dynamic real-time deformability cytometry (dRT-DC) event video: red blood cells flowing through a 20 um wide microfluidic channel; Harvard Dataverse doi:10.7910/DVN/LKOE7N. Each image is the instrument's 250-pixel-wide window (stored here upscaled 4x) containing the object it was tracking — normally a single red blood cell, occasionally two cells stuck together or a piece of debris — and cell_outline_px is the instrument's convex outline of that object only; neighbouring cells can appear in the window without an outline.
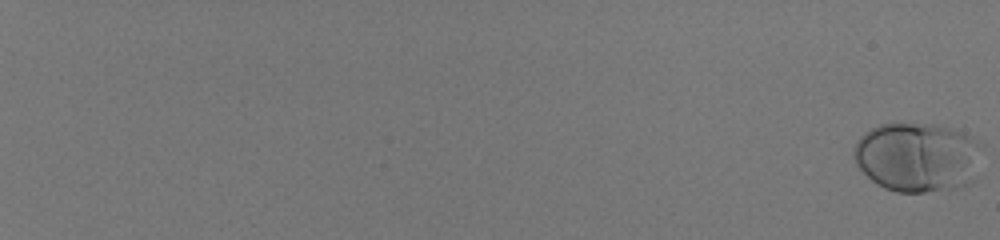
{"species": "human", "species_latin": "Homo sapiens", "temperature_condition": "room temperature", "stored_images_in_passage": 58, "camera_frame_rate_fps": 3000, "um_per_image_px": 0.085, "donor": {"sex": "male"}, "frame": {"image": 1, "passage_image": 1, "time_ms": 0.0, "image_size_px": [1000, 240], "cell_outline_px": [[976, 144], [972, 180], [968, 184], [956, 188], [924, 192], [896, 192], [884, 188], [872, 180], [856, 164], [852, 156], [852, 148], [856, 140], [864, 132], [880, 124], [936, 124], [952, 128], [972, 136], [976, 140]], "centroid_in_image_um": [77.86, 13.34], "position_along_channel_um": 7.1, "area_um2": 51.15}}
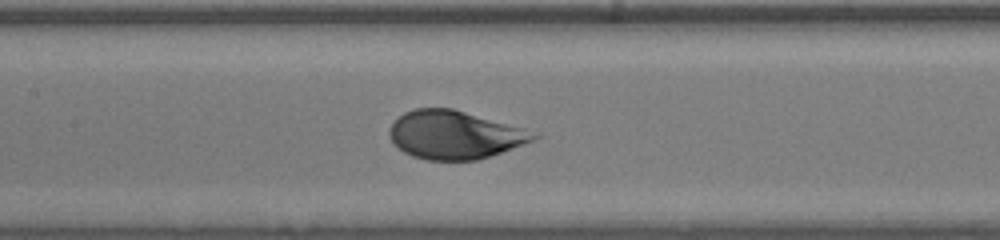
{"frame": {"image": 2, "passage_image": 35, "time_ms": 11.333, "image_size_px": [1000, 240], "cell_outline_px": [[540, 136], [536, 140], [476, 160], [428, 160], [412, 156], [404, 152], [388, 136], [388, 128], [404, 112], [412, 108], [452, 108], [520, 128]], "centroid_in_image_um": [38.58, 11.46], "position_along_channel_um": 168.8, "area_um2": 39.82}}
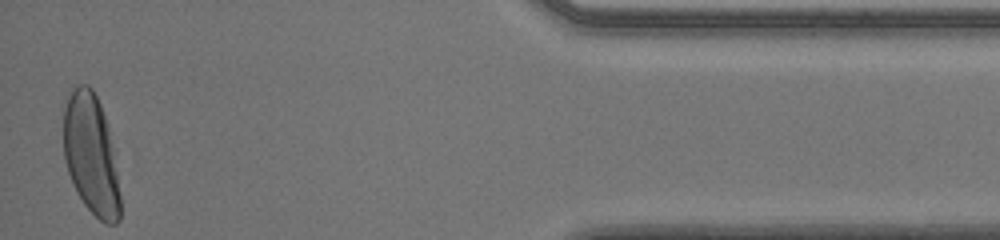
{"frame": {"image": 3, "passage_image": 58, "time_ms": 19.0, "image_size_px": [1000, 240], "cell_outline_px": [[120, 220], [116, 224], [104, 224], [84, 204], [76, 192], [72, 184], [68, 172], [64, 156], [64, 108], [68, 88], [76, 84], [88, 84], [92, 88], [100, 104], [108, 128], [112, 148], [120, 196]], "centroid_in_image_um": [7.71, 13.1], "position_along_channel_um": 427.5, "area_um2": 39.77}}